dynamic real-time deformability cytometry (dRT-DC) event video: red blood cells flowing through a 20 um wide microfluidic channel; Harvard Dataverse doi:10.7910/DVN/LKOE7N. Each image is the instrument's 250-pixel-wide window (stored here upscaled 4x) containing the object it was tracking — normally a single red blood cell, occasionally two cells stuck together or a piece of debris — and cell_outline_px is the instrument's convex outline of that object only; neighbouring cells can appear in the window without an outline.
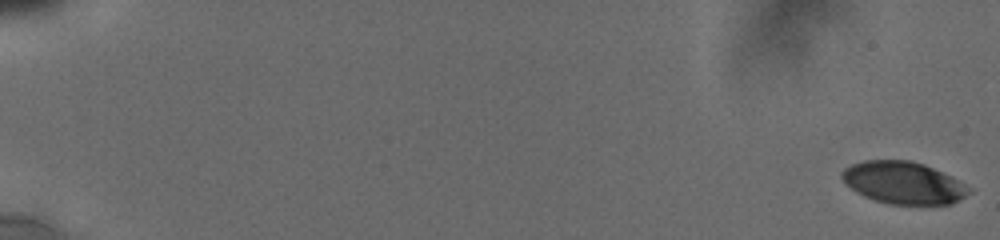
{"species": "human", "species_latin": "Homo sapiens", "temperature_condition": "cold", "stored_images_in_passage": 7, "camera_frame_rate_fps": 3000, "um_per_image_px": 0.085, "donor": {"sex": "male"}, "frame": {"image": 1, "passage_image": 1, "time_ms": 0.0, "image_size_px": [1000, 240], "cell_outline_px": [[972, 192], [960, 200], [952, 204], [888, 204], [864, 196], [856, 192], [840, 176], [840, 172], [844, 168], [852, 164], [864, 160], [908, 160], [924, 164], [952, 176], [964, 184]], "centroid_in_image_um": [76.8, 15.53], "position_along_channel_um": 8.2, "area_um2": 31.15}}